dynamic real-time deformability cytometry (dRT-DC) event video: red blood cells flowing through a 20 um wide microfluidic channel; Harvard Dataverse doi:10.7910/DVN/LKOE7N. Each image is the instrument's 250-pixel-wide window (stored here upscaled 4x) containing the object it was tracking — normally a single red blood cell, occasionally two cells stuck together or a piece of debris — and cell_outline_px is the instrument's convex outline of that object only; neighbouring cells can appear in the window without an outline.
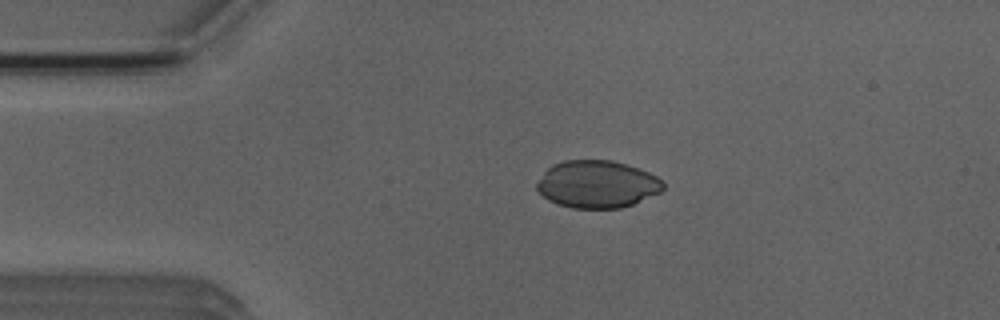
{"species": "Egyptian fruit bat (a non-hibernating species)", "species_latin": "Rousettus aegyptiacus", "temperature_condition": "room temperature", "stored_images_in_passage": 2, "camera_frame_rate_fps": 3000, "um_per_image_px": 0.085, "animal": {"sex": "male"}, "frame": {"image": 1, "passage_image": 1, "time_ms": 0.0, "image_size_px": [1000, 320], "cell_outline_px": [[664, 188], [660, 192], [632, 204], [620, 208], [572, 208], [548, 200], [536, 188], [536, 184], [544, 172], [552, 164], [564, 160], [612, 160], [648, 172], [656, 176], [664, 184]], "centroid_in_image_um": [50.74, 15.65], "position_along_channel_um": 34.3, "area_um2": 34.56}}